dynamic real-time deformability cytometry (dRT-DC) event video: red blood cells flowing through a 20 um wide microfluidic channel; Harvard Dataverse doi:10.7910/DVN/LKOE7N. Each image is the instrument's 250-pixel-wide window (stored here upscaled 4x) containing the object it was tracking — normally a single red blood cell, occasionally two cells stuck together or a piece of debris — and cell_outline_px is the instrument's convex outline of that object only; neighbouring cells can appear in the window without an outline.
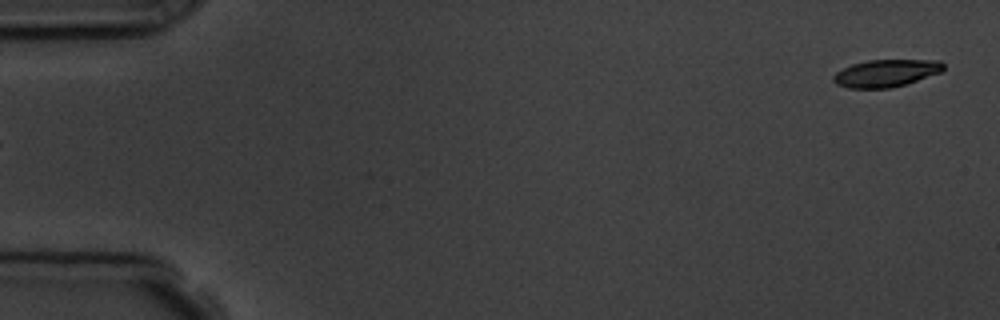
{"species": "common noctule bat (a hibernating species)", "species_latin": "Nyctalus noctula", "temperature_condition": "room temperature", "stored_images_in_passage": 5, "camera_frame_rate_fps": 3000, "um_per_image_px": 0.085, "animal": {"sex": "male", "body_mass_g": 19.5, "forearm_length_mm": 54.6}, "frame": {"image": 1, "passage_image": 5, "time_ms": 5.333, "image_size_px": [1000, 320], "cell_outline_px": [[944, 68], [940, 72], [892, 88], [848, 88], [836, 84], [832, 80], [832, 76], [836, 72], [852, 64], [868, 60], [940, 60], [944, 64]], "centroid_in_image_um": [75.27, 6.22], "position_along_channel_um": 9.7, "area_um2": 17.4}}